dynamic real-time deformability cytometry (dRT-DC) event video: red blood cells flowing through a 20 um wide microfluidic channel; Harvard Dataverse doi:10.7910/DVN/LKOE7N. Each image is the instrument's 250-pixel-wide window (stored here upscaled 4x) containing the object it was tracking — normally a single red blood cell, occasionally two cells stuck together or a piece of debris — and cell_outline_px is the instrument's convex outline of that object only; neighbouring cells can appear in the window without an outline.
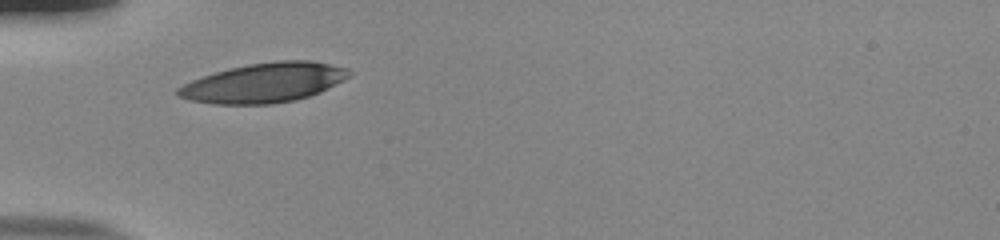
{"species": "human", "species_latin": "Homo sapiens", "temperature_condition": "room temperature", "stored_images_in_passage": 29, "camera_frame_rate_fps": 3000, "um_per_image_px": 0.085, "donor": {"sex": "male"}, "frame": {"image": 1, "passage_image": 1, "time_ms": 0.0, "image_size_px": [1000, 240], "cell_outline_px": [[352, 76], [320, 92], [296, 100], [272, 104], [212, 104], [188, 100], [176, 96], [176, 88], [192, 80], [228, 68], [248, 64], [276, 60], [312, 60], [348, 68], [352, 72]], "centroid_in_image_um": [22.46, 7.03], "position_along_channel_um": 62.5, "area_um2": 39.71}}
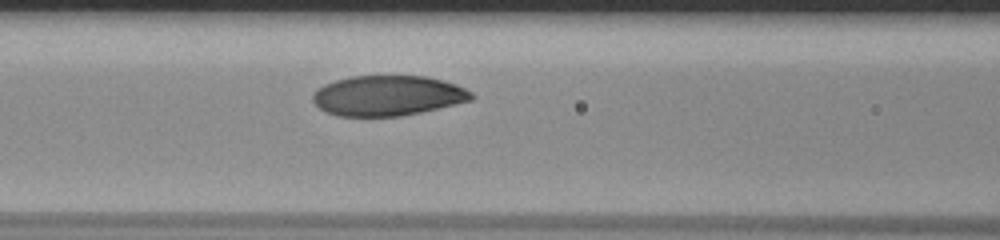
{"frame": {"image": 2, "passage_image": 7, "time_ms": 2.0, "image_size_px": [1000, 240], "cell_outline_px": [[476, 96], [472, 100], [456, 104], [420, 112], [400, 116], [336, 116], [324, 112], [312, 100], [312, 92], [316, 88], [324, 84], [336, 80], [352, 76], [428, 76], [456, 84], [472, 92]], "centroid_in_image_um": [32.94, 8.13], "position_along_channel_um": 133.7, "area_um2": 37.4}}
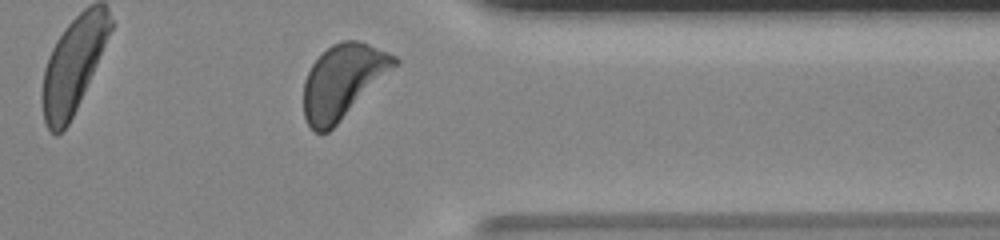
{"frame": {"image": 3, "passage_image": 27, "time_ms": 8.667, "image_size_px": [1000, 240], "cell_outline_px": [[400, 64], [328, 132], [316, 132], [308, 124], [304, 116], [304, 80], [312, 64], [332, 44], [344, 40], [356, 40], [368, 44], [388, 52], [396, 56], [400, 60]], "centroid_in_image_um": [29.18, 6.89], "position_along_channel_um": 382.2, "area_um2": 38.84}, "authors_computed_cell_mechanics": {"area_um2": 37.6856, "velocity_mm_per_s": 3.8025, "shape_relaxation_time_tau1_ms": 2.0191, "shape_relaxation_time_tau2_ms": null, "deformation_change_tau1": 0.1171, "deformation_change_tau2": null}}